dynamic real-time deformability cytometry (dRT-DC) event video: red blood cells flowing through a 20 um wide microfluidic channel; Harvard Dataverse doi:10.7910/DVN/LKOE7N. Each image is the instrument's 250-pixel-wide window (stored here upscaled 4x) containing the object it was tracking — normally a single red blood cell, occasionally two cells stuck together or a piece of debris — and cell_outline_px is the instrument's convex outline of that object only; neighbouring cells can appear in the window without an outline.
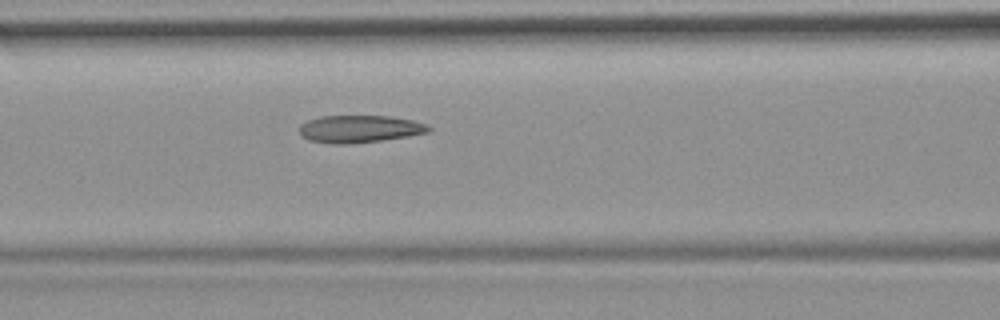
{"species": "common noctule bat (a hibernating species)", "species_latin": "Nyctalus noctula", "temperature_condition": "room temperature", "stored_images_in_passage": 44, "camera_frame_rate_fps": 3000, "um_per_image_px": 0.085, "animal": {"sex": "female", "body_mass_g": 19.9}, "frame": {"image": 1, "passage_image": 13, "time_ms": 4.0, "image_size_px": [1000, 320], "cell_outline_px": [[432, 128], [428, 132], [408, 136], [384, 140], [348, 144], [332, 144], [308, 140], [300, 136], [300, 124], [308, 120], [320, 116], [388, 116], [412, 120], [428, 124]], "centroid_in_image_um": [30.55, 10.96], "position_along_channel_um": 136.1, "area_um2": 20.75}, "authors_computed_cell_mechanics": {"area_um2": 20.7791, "velocity_mm_per_s": 3.7455, "shape_relaxation_time_tau1_ms": null, "shape_relaxation_time_tau2_ms": 3.056, "deformation_change_tau1": null, "deformation_change_tau2": 0.1198}}